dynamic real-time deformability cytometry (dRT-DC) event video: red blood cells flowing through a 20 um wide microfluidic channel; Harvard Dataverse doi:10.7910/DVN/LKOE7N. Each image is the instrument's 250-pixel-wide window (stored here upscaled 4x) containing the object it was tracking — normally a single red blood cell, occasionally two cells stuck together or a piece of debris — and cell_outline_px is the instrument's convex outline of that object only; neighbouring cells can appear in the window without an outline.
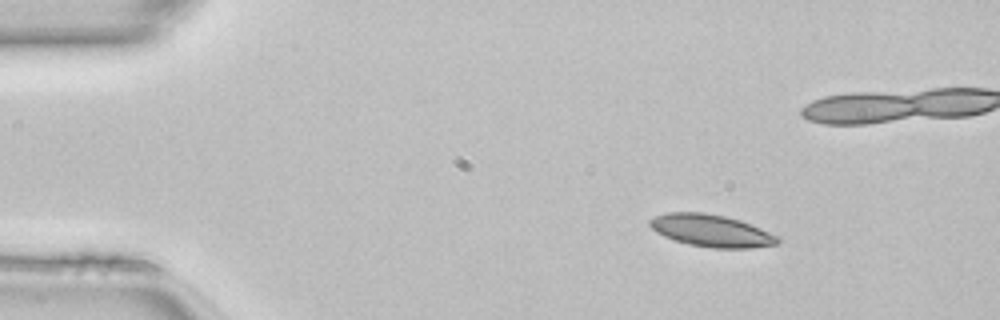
{"species": "common noctule bat (a hibernating species)", "species_latin": "Nyctalus noctula", "temperature_condition": "room temperature", "stored_images_in_passage": 44, "camera_frame_rate_fps": 3000, "um_per_image_px": 0.085, "animal": {"sex": "female", "body_mass_g": 22.7, "forearm_length_mm": 54.2}, "frame": {"image": 1, "passage_image": 1, "time_ms": 0.0, "image_size_px": [1000, 320], "cell_outline_px": [[780, 240], [776, 244], [752, 248], [712, 248], [688, 244], [664, 236], [656, 232], [648, 224], [648, 220], [656, 216], [668, 212], [704, 212], [724, 216], [740, 220], [780, 236]], "centroid_in_image_um": [60.47, 19.6], "position_along_channel_um": 24.5, "area_um2": 23.99}}
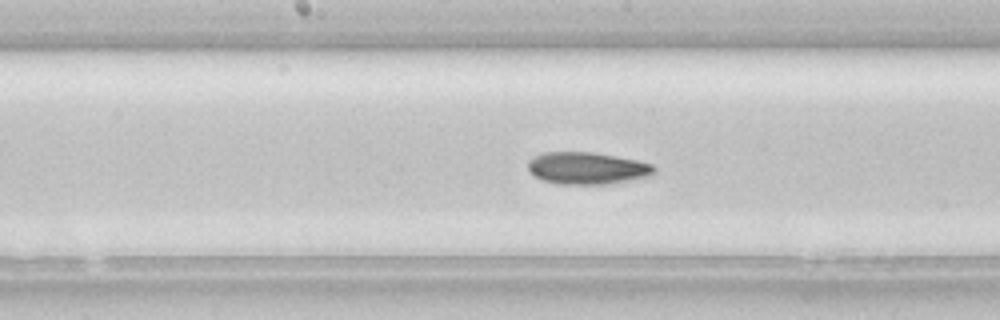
{"frame": {"image": 2, "passage_image": 19, "time_ms": 6.0, "image_size_px": [1000, 320], "cell_outline_px": [[656, 172], [652, 176], [604, 184], [556, 184], [544, 180], [536, 176], [528, 168], [528, 160], [532, 156], [544, 152], [592, 152], [636, 160], [652, 164], [656, 168]], "centroid_in_image_um": [49.91, 14.29], "position_along_channel_um": 198.3, "area_um2": 23.52}}
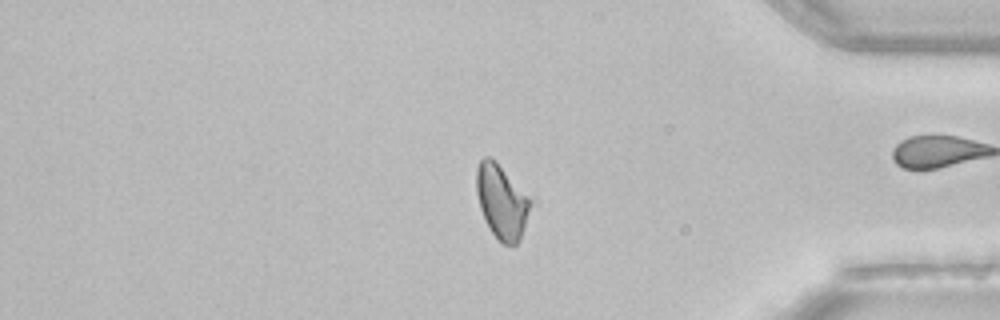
{"frame": {"image": 3, "passage_image": 35, "time_ms": 11.333, "image_size_px": [1000, 320], "cell_outline_px": [[528, 208], [524, 228], [520, 240], [516, 244], [504, 244], [492, 232], [480, 208], [476, 192], [476, 168], [480, 160], [484, 156], [488, 156], [496, 160], [528, 196]], "centroid_in_image_um": [42.59, 17.08], "position_along_channel_um": 392.6, "area_um2": 22.6}, "authors_computed_cell_mechanics": {"area_um2": 23.3223, "velocity_mm_per_s": 4.1311, "shape_relaxation_time_tau1_ms": null, "shape_relaxation_time_tau2_ms": 3.8613, "deformation_change_tau1": null, "deformation_change_tau2": 0.0981}}